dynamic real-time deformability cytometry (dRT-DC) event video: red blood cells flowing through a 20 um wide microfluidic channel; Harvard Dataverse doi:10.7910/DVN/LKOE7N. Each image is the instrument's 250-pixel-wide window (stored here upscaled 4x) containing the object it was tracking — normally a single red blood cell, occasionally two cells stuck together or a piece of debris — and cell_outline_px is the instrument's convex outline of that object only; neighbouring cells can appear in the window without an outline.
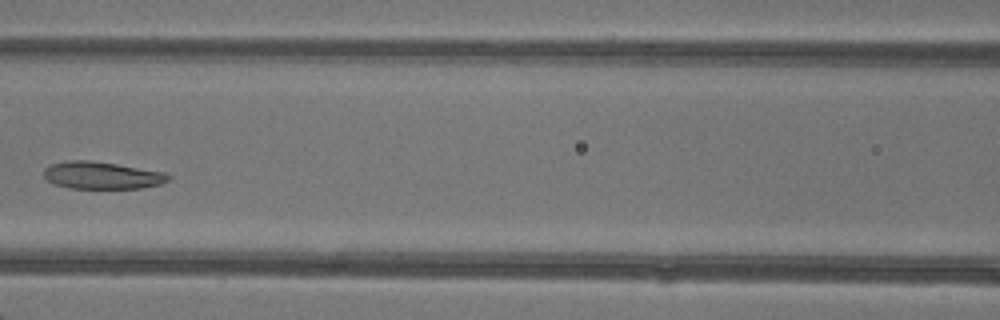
{"species": "common noctule bat (a hibernating species)", "species_latin": "Nyctalus noctula", "temperature_condition": "warm", "stored_images_in_passage": 3, "camera_frame_rate_fps": 3000, "um_per_image_px": 0.085, "animal": {"sex": "female"}, "frame": {"image": 1, "passage_image": 3, "time_ms": 2.333, "image_size_px": [1000, 320], "cell_outline_px": [[172, 176], [168, 180], [160, 184], [140, 188], [68, 188], [56, 184], [48, 180], [44, 176], [44, 168], [52, 164], [68, 160], [92, 160], [164, 172]], "centroid_in_image_um": [8.66, 14.9], "position_along_channel_um": 157.9, "area_um2": 19.65}}